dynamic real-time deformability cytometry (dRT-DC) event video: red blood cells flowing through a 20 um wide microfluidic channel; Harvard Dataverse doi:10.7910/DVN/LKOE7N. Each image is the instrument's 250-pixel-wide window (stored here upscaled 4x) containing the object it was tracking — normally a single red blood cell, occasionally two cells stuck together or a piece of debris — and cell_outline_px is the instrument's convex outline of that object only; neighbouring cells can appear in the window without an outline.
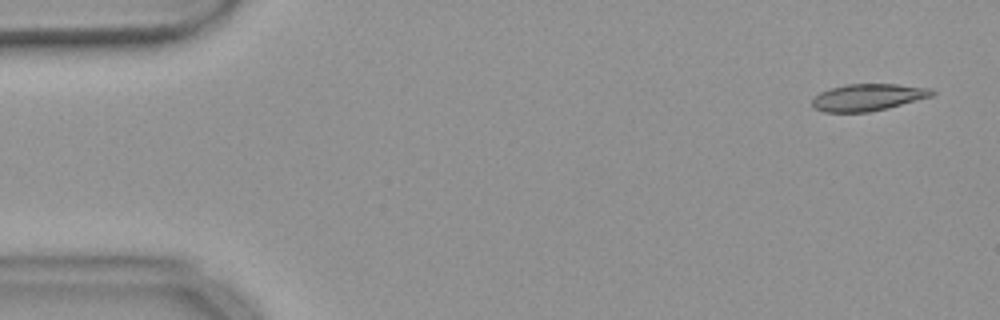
{"species": "common noctule bat (a hibernating species)", "species_latin": "Nyctalus noctula", "temperature_condition": "warm", "stored_images_in_passage": 51, "camera_frame_rate_fps": 3000, "um_per_image_px": 0.085, "animal": {"sex": "female", "body_mass_g": 18.4}, "frame": {"image": 1, "passage_image": 3, "time_ms": 0.667, "image_size_px": [1000, 320], "cell_outline_px": [[936, 92], [932, 96], [888, 108], [868, 112], [824, 112], [816, 108], [812, 104], [812, 100], [820, 92], [832, 88], [848, 84], [896, 84], [932, 88]], "centroid_in_image_um": [73.81, 8.27], "position_along_channel_um": 11.2, "area_um2": 18.67}}
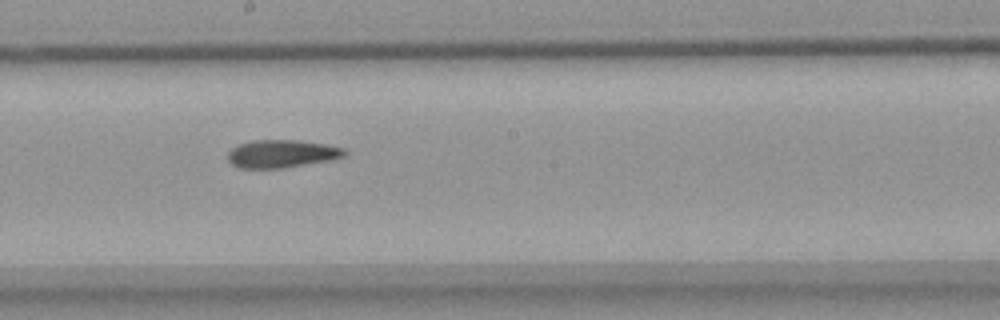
{"frame": {"image": 2, "passage_image": 30, "time_ms": 9.667, "image_size_px": [1000, 320], "cell_outline_px": [[348, 152], [344, 156], [332, 160], [284, 168], [236, 168], [228, 160], [228, 152], [232, 148], [240, 144], [252, 140], [296, 140], [324, 144], [344, 148]], "centroid_in_image_um": [23.95, 13.08], "position_along_channel_um": 224.3, "area_um2": 19.02}}
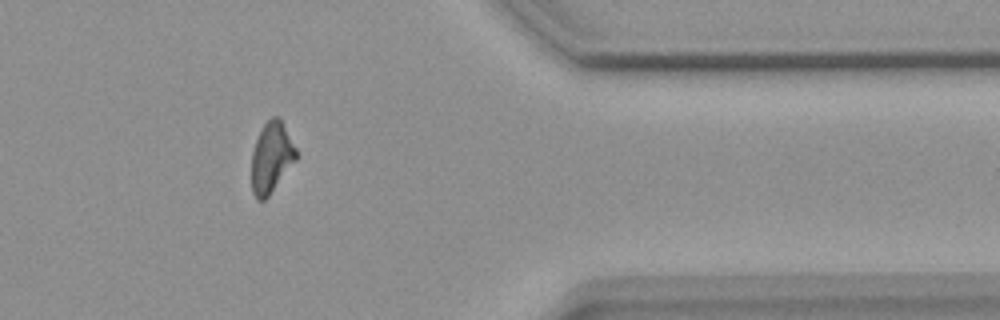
{"frame": {"image": 3, "passage_image": 45, "time_ms": 14.667, "image_size_px": [1000, 320], "cell_outline_px": [[300, 156], [268, 196], [264, 200], [256, 200], [252, 192], [252, 152], [256, 140], [264, 124], [272, 116], [280, 116]], "centroid_in_image_um": [23.1, 13.38], "position_along_channel_um": 388.3, "area_um2": 18.5}}